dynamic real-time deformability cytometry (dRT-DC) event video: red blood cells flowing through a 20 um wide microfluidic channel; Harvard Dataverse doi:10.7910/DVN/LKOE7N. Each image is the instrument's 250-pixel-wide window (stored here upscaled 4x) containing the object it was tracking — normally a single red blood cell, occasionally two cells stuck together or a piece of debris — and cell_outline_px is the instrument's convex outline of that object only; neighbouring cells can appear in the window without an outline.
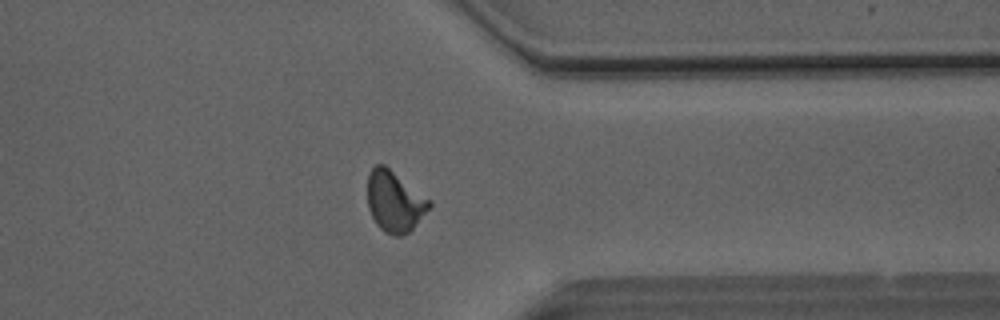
{"species": "Egyptian fruit bat (a non-hibernating species)", "species_latin": "Rousettus aegyptiacus", "temperature_condition": "room temperature", "stored_images_in_passage": 49, "camera_frame_rate_fps": 3000, "um_per_image_px": 0.085, "animal": {"sex": "male"}, "frame": {"image": 1, "passage_image": 40, "time_ms": 13.0, "image_size_px": [1000, 320], "cell_outline_px": [[432, 204], [412, 228], [408, 232], [400, 236], [396, 236], [384, 232], [376, 224], [368, 208], [368, 172], [376, 164], [384, 164], [432, 200]], "centroid_in_image_um": [33.53, 17.1], "position_along_channel_um": 377.9, "area_um2": 21.85}}
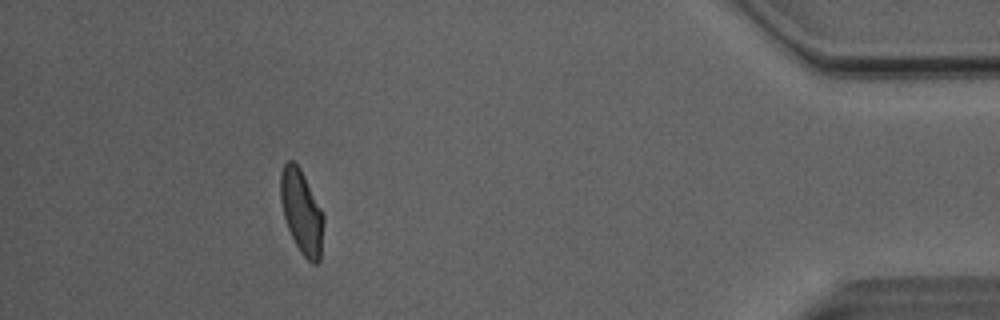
{"frame": {"image": 2, "passage_image": 46, "time_ms": 15.0, "image_size_px": [1000, 320], "cell_outline_px": [[324, 220], [320, 260], [316, 264], [312, 264], [300, 252], [288, 228], [284, 216], [280, 200], [280, 172], [284, 164], [288, 160], [292, 160], [300, 168], [324, 216]], "centroid_in_image_um": [25.63, 18.01], "position_along_channel_um": 409.6, "area_um2": 20.81}, "authors_computed_cell_mechanics": {"area_um2": 21.6172, "velocity_mm_per_s": 4.1005, "shape_relaxation_time_tau1_ms": 4.2512, "shape_relaxation_time_tau2_ms": 1.6911, "deformation_change_tau1": 0.1421, "deformation_change_tau2": 0.07}}